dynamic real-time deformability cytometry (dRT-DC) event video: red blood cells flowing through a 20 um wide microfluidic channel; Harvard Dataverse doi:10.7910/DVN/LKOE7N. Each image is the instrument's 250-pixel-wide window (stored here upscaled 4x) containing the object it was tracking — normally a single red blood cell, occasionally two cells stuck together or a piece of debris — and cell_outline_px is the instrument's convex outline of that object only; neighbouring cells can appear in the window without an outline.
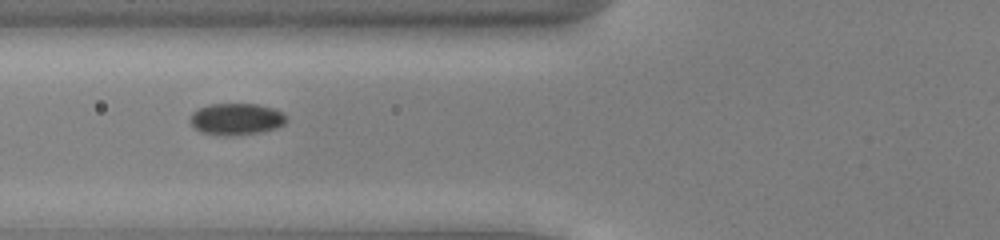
{"species": "common noctule bat (a hibernating species)", "species_latin": "Nyctalus noctula", "temperature_condition": "cold", "stored_images_in_passage": 13, "camera_frame_rate_fps": 3000, "um_per_image_px": 0.085, "animal": {"sex": "male", "body_mass_g": 13.0, "forearm_length_mm": 53.1}, "frame": {"image": 1, "passage_image": 3, "time_ms": 0.667, "image_size_px": [1000, 240], "cell_outline_px": [[284, 124], [276, 128], [260, 132], [232, 136], [216, 136], [200, 132], [192, 124], [192, 112], [200, 108], [212, 104], [256, 104], [272, 108], [280, 112], [284, 116]], "centroid_in_image_um": [20.06, 10.14], "position_along_channel_um": 105.7, "area_um2": 17.51}}
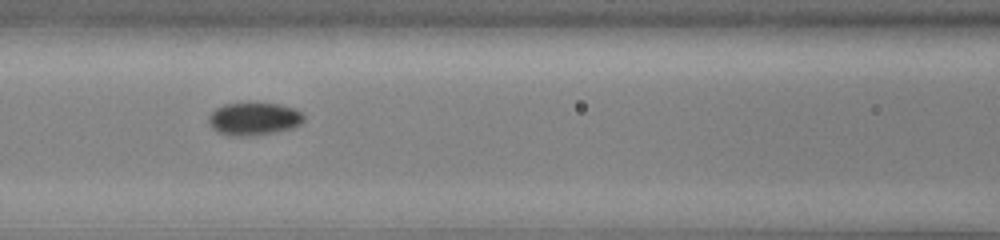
{"frame": {"image": 2, "passage_image": 6, "time_ms": 1.667, "image_size_px": [1000, 240], "cell_outline_px": [[304, 120], [300, 124], [292, 128], [276, 132], [248, 136], [232, 136], [216, 132], [212, 128], [208, 120], [208, 116], [216, 108], [224, 104], [276, 104], [292, 108], [300, 112], [304, 116]], "centroid_in_image_um": [21.55, 10.13], "position_along_channel_um": 145.1, "area_um2": 17.92}}